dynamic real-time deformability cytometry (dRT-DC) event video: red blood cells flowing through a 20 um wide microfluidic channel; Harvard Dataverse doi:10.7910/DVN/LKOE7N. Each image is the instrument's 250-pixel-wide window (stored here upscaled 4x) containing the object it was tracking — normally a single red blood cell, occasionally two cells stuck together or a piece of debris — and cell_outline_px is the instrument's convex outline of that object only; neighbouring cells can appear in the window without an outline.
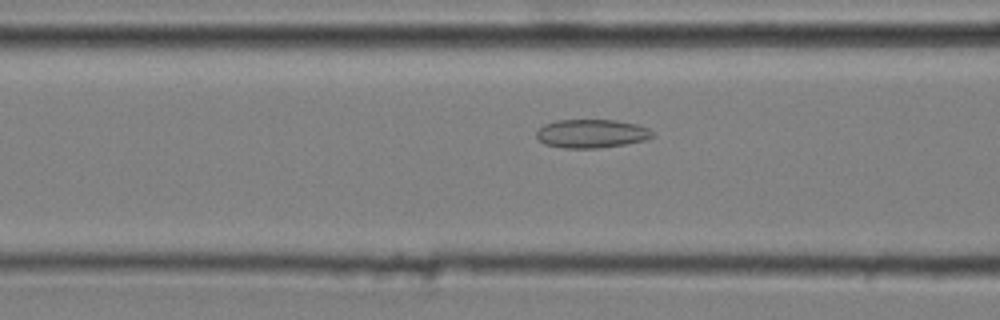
{"species": "common noctule bat (a hibernating species)", "species_latin": "Nyctalus noctula", "temperature_condition": "cold", "stored_images_in_passage": 48, "camera_frame_rate_fps": 3000, "um_per_image_px": 0.085, "animal": {"sex": "male", "body_mass_g": 20.4}, "frame": {"image": 1, "passage_image": 21, "time_ms": 6.667, "image_size_px": [1000, 320], "cell_outline_px": [[656, 136], [644, 140], [624, 144], [600, 148], [564, 148], [544, 144], [536, 136], [536, 132], [544, 124], [556, 120], [616, 120], [636, 124], [648, 128]], "centroid_in_image_um": [50.28, 11.35], "position_along_channel_um": 116.3, "area_um2": 19.31}}
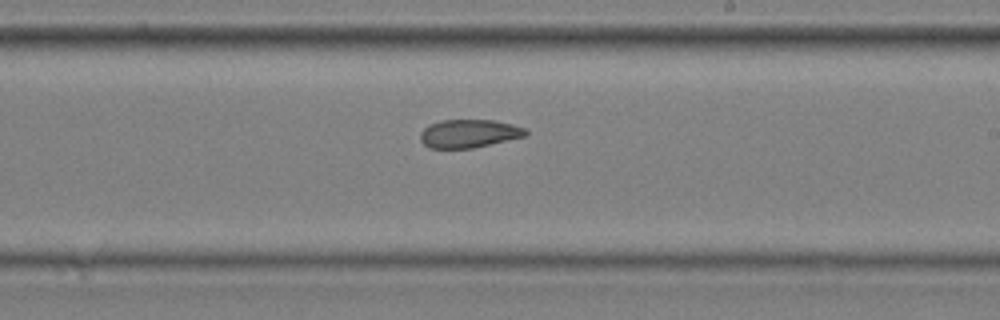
{"frame": {"image": 2, "passage_image": 32, "time_ms": 10.333, "image_size_px": [1000, 320], "cell_outline_px": [[528, 136], [472, 148], [428, 148], [420, 140], [420, 132], [428, 124], [440, 120], [496, 120], [512, 124], [524, 128], [528, 132]], "centroid_in_image_um": [39.86, 11.35], "position_along_channel_um": 249.1, "area_um2": 17.51}}
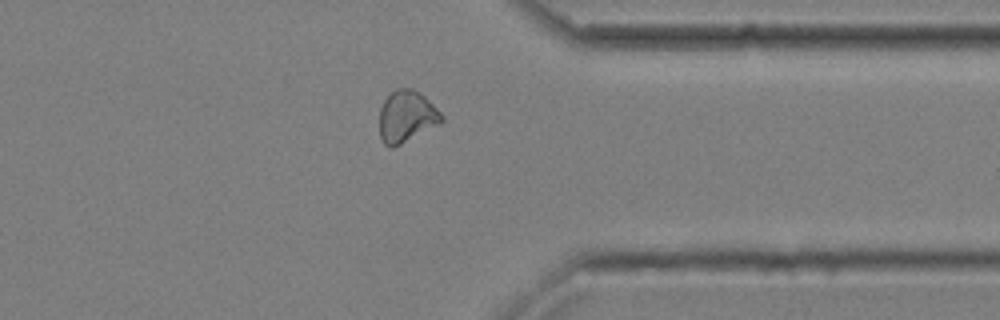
{"frame": {"image": 3, "passage_image": 43, "time_ms": 14.0, "image_size_px": [1000, 320], "cell_outline_px": [[444, 120], [440, 124], [392, 148], [388, 148], [384, 144], [380, 136], [380, 108], [384, 100], [396, 88], [412, 88], [420, 92], [444, 116]], "centroid_in_image_um": [34.56, 9.9], "position_along_channel_um": 376.8, "area_um2": 18.67}, "authors_computed_cell_mechanics": {"area_um2": 18.8717, "velocity_mm_per_s": 3.6277, "shape_relaxation_time_tau1_ms": null, "shape_relaxation_time_tau2_ms": 4.2719, "deformation_change_tau1": null, "deformation_change_tau2": 0.0974}}